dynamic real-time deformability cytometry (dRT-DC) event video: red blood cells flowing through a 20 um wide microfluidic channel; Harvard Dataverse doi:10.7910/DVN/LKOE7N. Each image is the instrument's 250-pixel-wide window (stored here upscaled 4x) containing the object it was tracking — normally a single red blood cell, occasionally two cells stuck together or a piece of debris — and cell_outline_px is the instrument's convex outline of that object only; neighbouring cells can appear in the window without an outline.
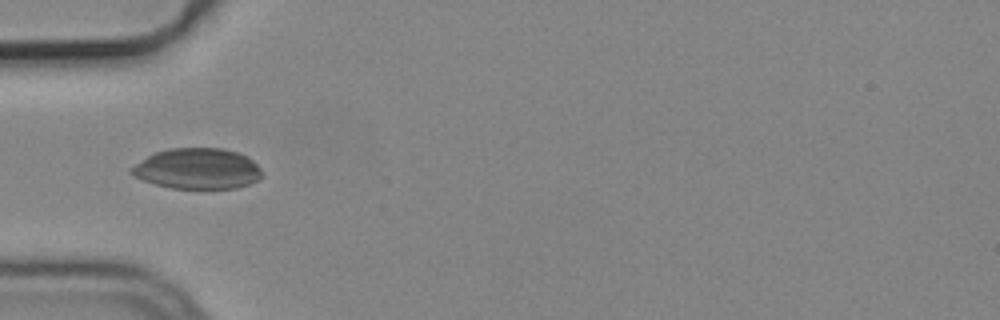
{"species": "common noctule bat (a hibernating species)", "species_latin": "Nyctalus noctula", "temperature_condition": "cold", "stored_images_in_passage": 2, "camera_frame_rate_fps": 3000, "um_per_image_px": 0.085, "animal": {"sex": "male", "body_mass_g": 19.2, "forearm_length_mm": 51.8}, "frame": {"image": 1, "passage_image": 1, "time_ms": 0.0, "image_size_px": [1000, 320], "cell_outline_px": [[264, 176], [248, 184], [236, 188], [172, 188], [156, 184], [144, 180], [128, 172], [136, 164], [148, 156], [156, 152], [168, 148], [224, 148], [248, 156], [260, 168]], "centroid_in_image_um": [16.82, 14.33], "position_along_channel_um": 68.2, "area_um2": 30.75}}
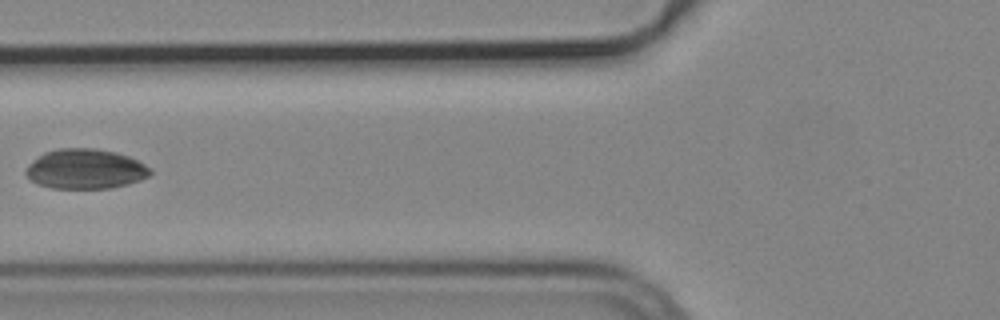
{"frame": {"image": 2, "passage_image": 2, "time_ms": 0.333, "image_size_px": [1000, 320], "cell_outline_px": [[152, 172], [148, 176], [140, 180], [128, 184], [108, 188], [52, 188], [40, 184], [32, 180], [24, 172], [28, 164], [44, 152], [60, 148], [96, 148], [116, 152], [128, 156], [152, 168]], "centroid_in_image_um": [7.27, 14.35], "position_along_channel_um": 118.5, "area_um2": 28.78}}